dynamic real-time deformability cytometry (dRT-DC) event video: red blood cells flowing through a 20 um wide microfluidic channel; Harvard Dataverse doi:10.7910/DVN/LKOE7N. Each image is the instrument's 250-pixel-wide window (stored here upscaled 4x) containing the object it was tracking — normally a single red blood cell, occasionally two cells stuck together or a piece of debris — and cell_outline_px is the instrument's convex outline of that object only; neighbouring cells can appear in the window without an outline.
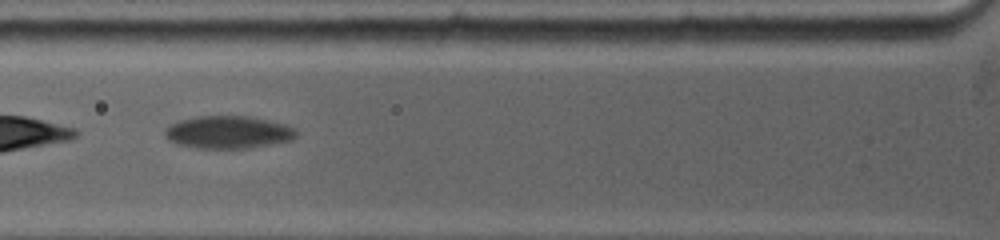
{"species": "common noctule bat (a hibernating species)", "species_latin": "Nyctalus noctula", "temperature_condition": "warm", "stored_images_in_passage": 11, "camera_frame_rate_fps": 5000, "um_per_image_px": 0.085, "animal": {"sex": "female", "body_mass_g": 19.0, "forearm_length_mm": 53.3}, "frame": {"image": 1, "passage_image": 10, "time_ms": 1.6, "image_size_px": [1000, 240], "cell_outline_px": [[300, 132], [292, 140], [272, 144], [248, 148], [196, 148], [176, 144], [168, 140], [164, 136], [164, 128], [180, 120], [196, 116], [248, 116], [268, 120], [284, 124], [296, 128]], "centroid_in_image_um": [19.4, 11.24], "position_along_channel_um": 106.4, "area_um2": 25.2}}